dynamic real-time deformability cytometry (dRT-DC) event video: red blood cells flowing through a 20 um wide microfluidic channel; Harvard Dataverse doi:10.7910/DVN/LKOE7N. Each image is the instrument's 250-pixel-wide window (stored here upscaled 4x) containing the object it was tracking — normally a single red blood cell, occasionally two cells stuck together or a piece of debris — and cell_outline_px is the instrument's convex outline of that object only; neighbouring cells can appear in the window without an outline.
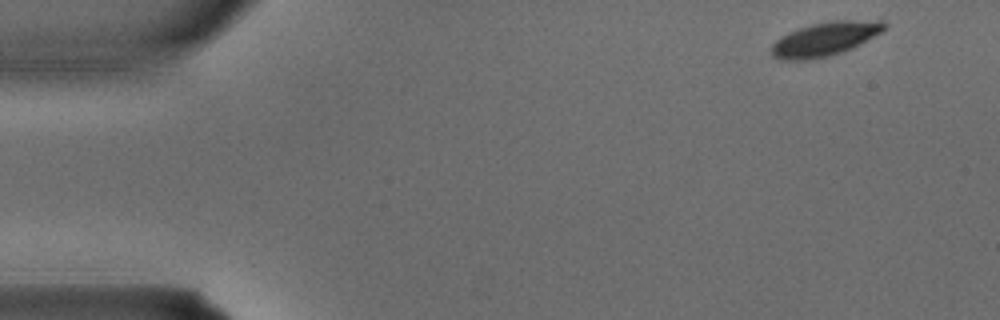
{"species": "common noctule bat (a hibernating species)", "species_latin": "Nyctalus noctula", "temperature_condition": "warm", "stored_images_in_passage": 4, "camera_frame_rate_fps": 3000, "um_per_image_px": 0.085, "animal": {"sex": "male", "body_mass_g": 15.6}, "frame": {"image": 1, "passage_image": 1, "time_ms": 0.0, "image_size_px": [1000, 320], "cell_outline_px": [[888, 24], [880, 32], [860, 44], [852, 48], [828, 56], [808, 60], [780, 60], [772, 56], [772, 44], [776, 40], [788, 32], [796, 28], [812, 24], [832, 20], [880, 20]], "centroid_in_image_um": [70.1, 3.31], "position_along_channel_um": 14.9, "area_um2": 22.2}}
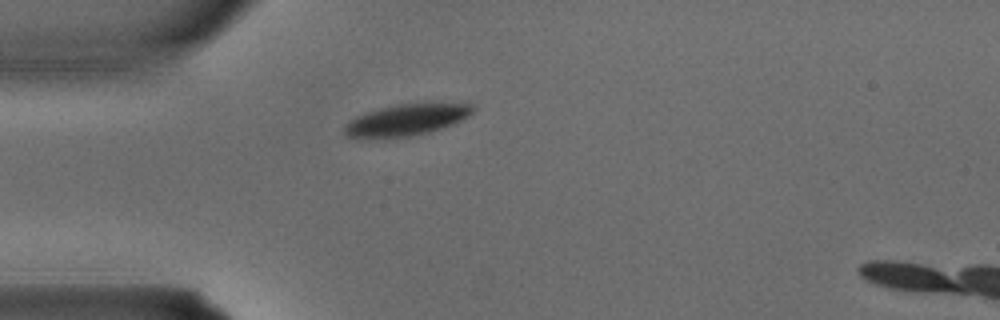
{"frame": {"image": 2, "passage_image": 3, "time_ms": 0.667, "image_size_px": [1000, 320], "cell_outline_px": [[476, 108], [468, 116], [452, 124], [428, 132], [412, 136], [384, 140], [368, 140], [348, 136], [344, 132], [344, 124], [356, 116], [380, 108], [396, 104], [428, 100], [472, 104]], "centroid_in_image_um": [34.54, 10.17], "position_along_channel_um": 50.5, "area_um2": 24.8}}